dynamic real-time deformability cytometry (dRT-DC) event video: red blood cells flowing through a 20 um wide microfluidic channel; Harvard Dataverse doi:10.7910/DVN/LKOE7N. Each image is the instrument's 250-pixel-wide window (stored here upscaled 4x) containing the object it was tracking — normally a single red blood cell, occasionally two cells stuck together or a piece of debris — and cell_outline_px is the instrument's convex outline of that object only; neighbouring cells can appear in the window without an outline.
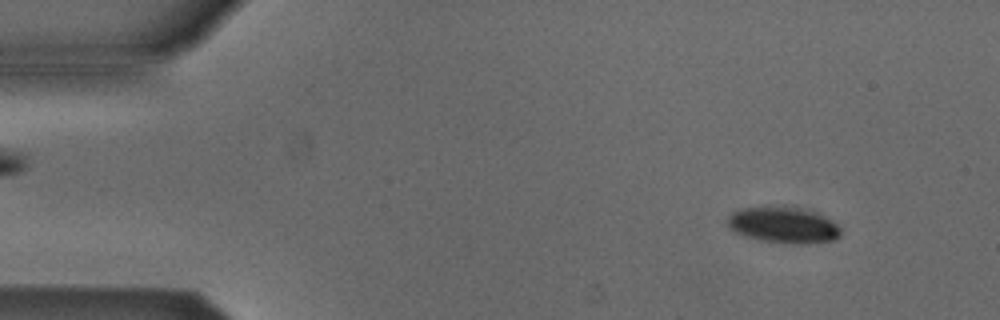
{"species": "Egyptian fruit bat (a non-hibernating species)", "species_latin": "Rousettus aegyptiacus", "temperature_condition": "cold", "stored_images_in_passage": 4, "segment_of_instrument_passage": [1, 2], "camera_frame_rate_fps": 3000, "um_per_image_px": 0.085, "animal": {"sex": "male"}, "frame": {"image": 1, "passage_image": 1, "time_ms": 0.0, "image_size_px": [1000, 320], "cell_outline_px": [[840, 236], [836, 240], [816, 244], [788, 244], [760, 240], [736, 232], [728, 228], [724, 220], [732, 212], [740, 208], [764, 204], [784, 204], [816, 212], [832, 220], [840, 228]], "centroid_in_image_um": [66.56, 19.09], "position_along_channel_um": 18.4, "area_um2": 25.03}}
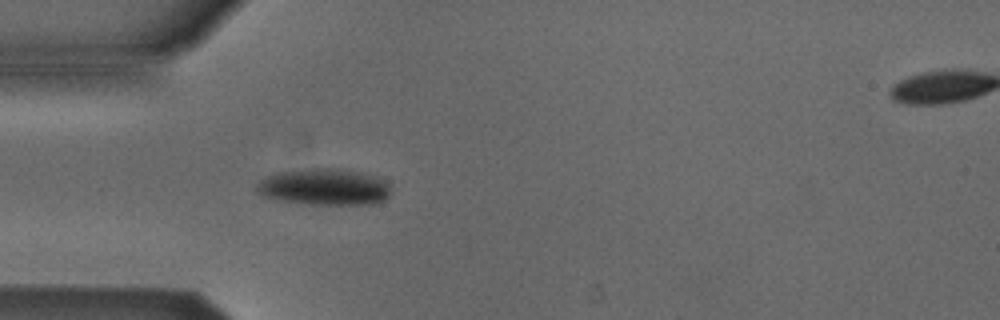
{"frame": {"image": 2, "passage_image": 3, "time_ms": 0.667, "image_size_px": [1000, 320], "cell_outline_px": [[392, 192], [384, 200], [372, 204], [308, 204], [280, 200], [260, 196], [256, 192], [256, 184], [260, 180], [276, 172], [316, 168], [332, 168], [356, 172], [372, 176], [384, 180], [392, 184]], "centroid_in_image_um": [27.56, 15.9], "position_along_channel_um": 57.4, "area_um2": 28.55}}